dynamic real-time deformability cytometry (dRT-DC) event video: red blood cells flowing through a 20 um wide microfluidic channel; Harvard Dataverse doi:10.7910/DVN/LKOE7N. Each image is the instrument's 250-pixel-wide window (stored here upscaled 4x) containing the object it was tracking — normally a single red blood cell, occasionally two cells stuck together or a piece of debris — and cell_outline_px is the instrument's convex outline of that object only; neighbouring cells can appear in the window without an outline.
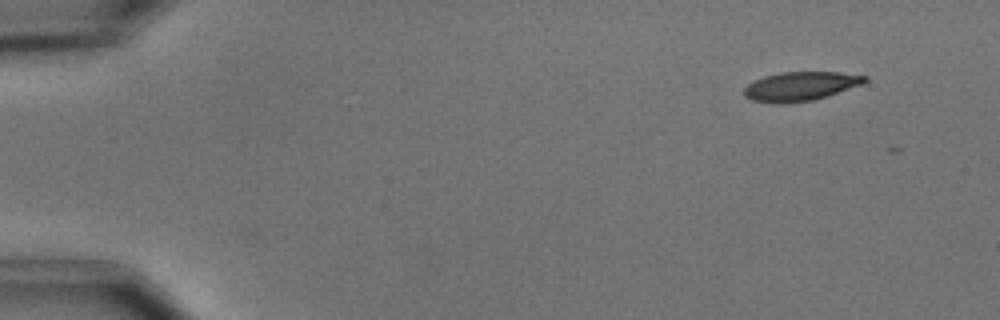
{"species": "common noctule bat (a hibernating species)", "species_latin": "Nyctalus noctula", "temperature_condition": "cold", "stored_images_in_passage": 16, "camera_frame_rate_fps": 3000, "um_per_image_px": 0.085, "animal": {"sex": "male", "body_mass_g": 15.6}, "frame": {"image": 1, "passage_image": 1, "time_ms": 0.0, "image_size_px": [1000, 320], "cell_outline_px": [[868, 80], [864, 84], [828, 96], [812, 100], [780, 104], [752, 100], [744, 96], [744, 88], [748, 84], [764, 76], [780, 72], [840, 72], [868, 76]], "centroid_in_image_um": [68.08, 7.33], "position_along_channel_um": 16.9, "area_um2": 20.52}}
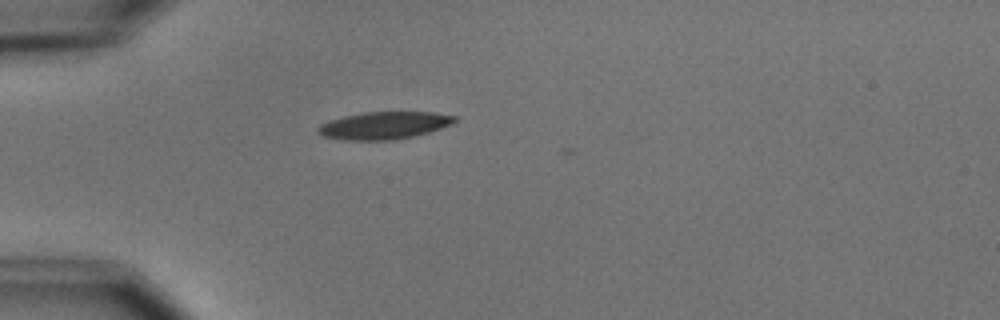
{"frame": {"image": 2, "passage_image": 12, "time_ms": 3.667, "image_size_px": [1000, 320], "cell_outline_px": [[456, 120], [452, 124], [416, 136], [392, 140], [340, 140], [320, 136], [316, 132], [316, 128], [320, 124], [328, 120], [344, 116], [364, 112], [432, 112], [456, 116]], "centroid_in_image_um": [32.58, 10.67], "position_along_channel_um": 52.4, "area_um2": 22.08}}